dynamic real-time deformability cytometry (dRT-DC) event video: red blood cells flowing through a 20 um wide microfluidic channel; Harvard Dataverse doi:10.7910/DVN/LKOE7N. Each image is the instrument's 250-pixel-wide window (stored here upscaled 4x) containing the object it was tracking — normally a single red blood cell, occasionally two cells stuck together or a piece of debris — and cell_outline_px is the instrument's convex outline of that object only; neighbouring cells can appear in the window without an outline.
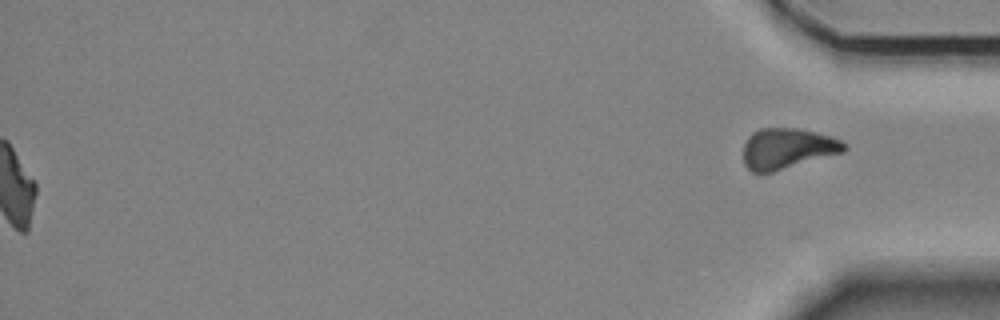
{"species": "Egyptian fruit bat (a non-hibernating species)", "species_latin": "Rousettus aegyptiacus", "temperature_condition": "room temperature", "stored_images_in_passage": 57, "segment_of_instrument_passage": [2, 2], "camera_frame_rate_fps": 3000, "um_per_image_px": 0.085, "animal": {"sex": "female"}, "frame": {"image": 1, "passage_image": 57, "time_ms": 18.667, "image_size_px": [1000, 320], "cell_outline_px": [[848, 148], [844, 152], [772, 172], [752, 172], [744, 164], [744, 144], [748, 136], [752, 132], [760, 128], [796, 128], [816, 132], [832, 136], [848, 144]], "centroid_in_image_um": [66.95, 12.61], "position_along_channel_um": 368.3, "area_um2": 23.99}}